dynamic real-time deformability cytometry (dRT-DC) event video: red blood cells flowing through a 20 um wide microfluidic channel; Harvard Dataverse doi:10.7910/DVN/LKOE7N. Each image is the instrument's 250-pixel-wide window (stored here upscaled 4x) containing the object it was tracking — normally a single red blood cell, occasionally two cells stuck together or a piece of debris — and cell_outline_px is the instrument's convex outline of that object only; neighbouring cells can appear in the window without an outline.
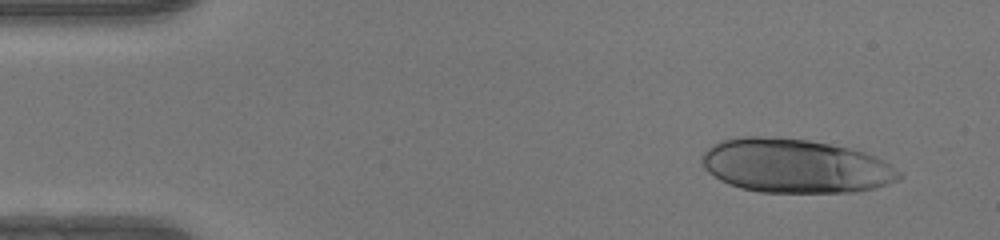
{"species": "human", "species_latin": "Homo sapiens", "temperature_condition": "warm", "stored_images_in_passage": 48, "camera_frame_rate_fps": 3000, "um_per_image_px": 0.085, "donor": {"sex": "female"}, "frame": {"image": 1, "passage_image": 4, "time_ms": 1.0, "image_size_px": [1000, 240], "cell_outline_px": [[904, 176], [900, 180], [876, 188], [856, 192], [760, 192], [740, 188], [728, 184], [720, 180], [708, 172], [704, 168], [700, 160], [700, 156], [708, 148], [720, 140], [740, 136], [756, 136], [808, 140], [848, 148], [864, 152], [884, 160], [900, 172]], "centroid_in_image_um": [67.59, 14.11], "position_along_channel_um": 17.4, "area_um2": 62.19}}
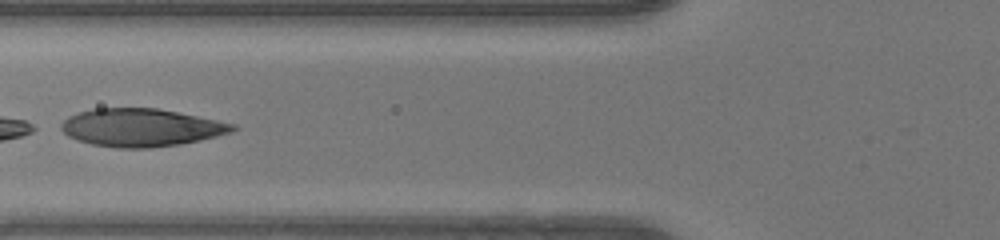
{"frame": {"image": 2, "passage_image": 19, "time_ms": 6.0, "image_size_px": [1000, 240], "cell_outline_px": [[240, 128], [232, 132], [200, 140], [180, 144], [148, 148], [116, 148], [92, 144], [76, 140], [68, 136], [60, 128], [60, 124], [68, 116], [76, 112], [96, 108], [156, 108], [236, 124]], "centroid_in_image_um": [11.97, 10.84], "position_along_channel_um": 113.8, "area_um2": 37.86}}
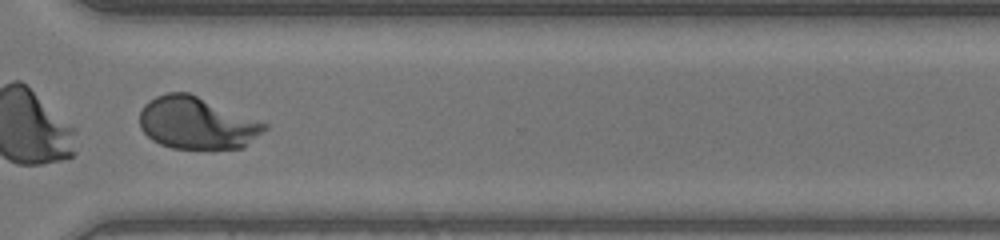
{"frame": {"image": 3, "passage_image": 36, "time_ms": 11.667, "image_size_px": [1000, 240], "cell_outline_px": [[268, 128], [244, 148], [172, 148], [160, 144], [152, 140], [140, 128], [140, 112], [144, 104], [148, 100], [156, 96], [168, 92], [188, 92], [268, 124]], "centroid_in_image_um": [16.72, 10.46], "position_along_channel_um": 353.9, "area_um2": 37.8}}